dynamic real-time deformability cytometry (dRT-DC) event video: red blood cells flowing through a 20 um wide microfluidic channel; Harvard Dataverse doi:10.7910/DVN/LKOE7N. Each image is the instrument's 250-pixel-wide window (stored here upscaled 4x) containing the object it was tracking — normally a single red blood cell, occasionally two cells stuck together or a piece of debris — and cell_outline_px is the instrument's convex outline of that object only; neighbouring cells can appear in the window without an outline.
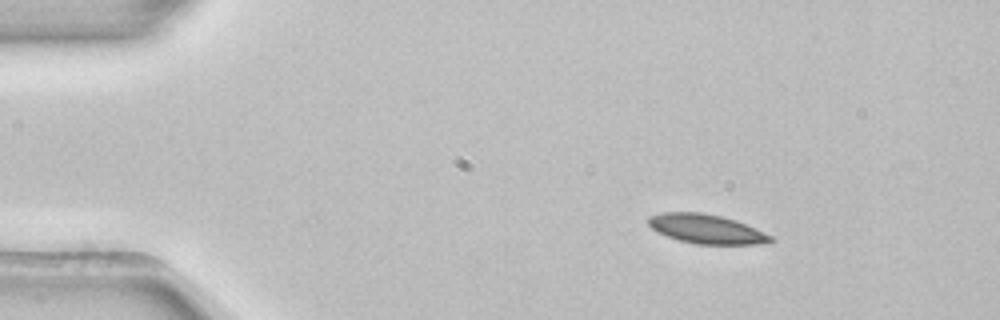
{"species": "common noctule bat (a hibernating species)", "species_latin": "Nyctalus noctula", "temperature_condition": "room temperature", "stored_images_in_passage": 46, "camera_frame_rate_fps": 3000, "um_per_image_px": 0.085, "animal": {"sex": "female", "body_mass_g": 22.7, "forearm_length_mm": 54.2}, "frame": {"image": 1, "passage_image": 1, "time_ms": 0.0, "image_size_px": [1000, 320], "cell_outline_px": [[772, 240], [768, 244], [696, 244], [680, 240], [656, 232], [648, 224], [648, 216], [664, 212], [700, 212], [720, 216], [736, 220], [756, 228], [772, 236]], "centroid_in_image_um": [60.05, 19.46], "position_along_channel_um": 25.0, "area_um2": 20.81}}
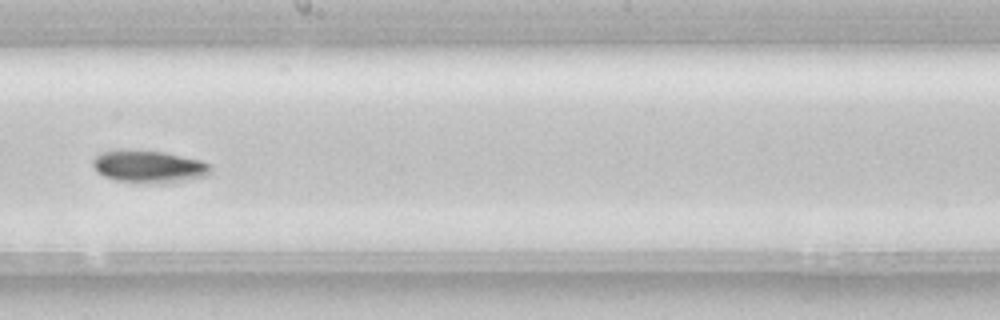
{"frame": {"image": 2, "passage_image": 23, "time_ms": 7.333, "image_size_px": [1000, 320], "cell_outline_px": [[212, 172], [204, 176], [184, 180], [160, 184], [116, 180], [104, 176], [96, 172], [92, 164], [92, 160], [100, 152], [164, 152], [200, 160], [208, 164]], "centroid_in_image_um": [12.66, 14.19], "position_along_channel_um": 235.5, "area_um2": 21.44}}
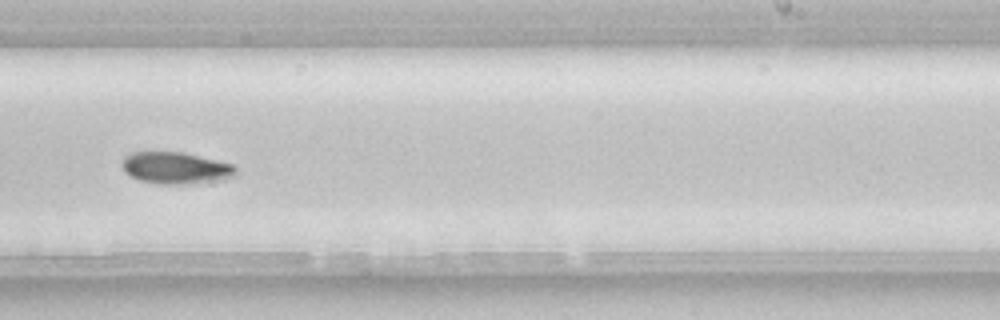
{"frame": {"image": 3, "passage_image": 26, "time_ms": 8.333, "image_size_px": [1000, 320], "cell_outline_px": [[236, 172], [232, 176], [220, 180], [180, 184], [160, 184], [140, 180], [124, 172], [120, 164], [124, 156], [132, 152], [184, 152], [232, 164], [236, 168]], "centroid_in_image_um": [14.88, 14.26], "position_along_channel_um": 274.1, "area_um2": 20.92}, "authors_computed_cell_mechanics": {"area_um2": 21.0392, "velocity_mm_per_s": 3.8918, "shape_relaxation_time_tau1_ms": 5.5773, "shape_relaxation_time_tau2_ms": null, "deformation_change_tau1": 0.1116, "deformation_change_tau2": null}}